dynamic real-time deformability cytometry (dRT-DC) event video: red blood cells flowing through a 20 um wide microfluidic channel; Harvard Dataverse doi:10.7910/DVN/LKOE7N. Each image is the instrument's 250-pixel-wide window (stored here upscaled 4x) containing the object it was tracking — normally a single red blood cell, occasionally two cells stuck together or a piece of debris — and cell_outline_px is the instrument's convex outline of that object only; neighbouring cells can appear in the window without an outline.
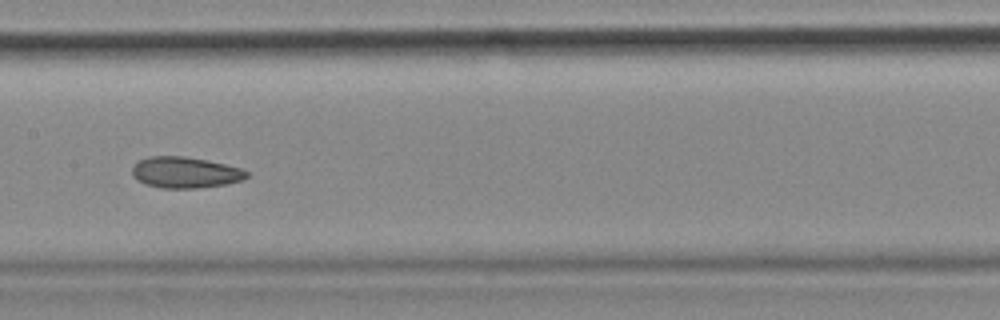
{"species": "common noctule bat (a hibernating species)", "species_latin": "Nyctalus noctula", "temperature_condition": "cold", "stored_images_in_passage": 49, "camera_frame_rate_fps": 3000, "um_per_image_px": 0.085, "animal": {"sex": "female", "body_mass_g": 18.4}, "frame": {"image": 1, "passage_image": 22, "time_ms": 7.0, "image_size_px": [1000, 320], "cell_outline_px": [[248, 176], [244, 180], [228, 184], [196, 188], [160, 188], [144, 184], [136, 180], [132, 176], [132, 164], [148, 156], [184, 156], [208, 160], [244, 168], [248, 172]], "centroid_in_image_um": [15.74, 14.66], "position_along_channel_um": 191.7, "area_um2": 21.21}, "authors_computed_cell_mechanics": {"area_um2": 21.964, "velocity_mm_per_s": 3.6475, "shape_relaxation_time_tau1_ms": null, "shape_relaxation_time_tau2_ms": 2.4294, "deformation_change_tau1": null, "deformation_change_tau2": 0.0802}}